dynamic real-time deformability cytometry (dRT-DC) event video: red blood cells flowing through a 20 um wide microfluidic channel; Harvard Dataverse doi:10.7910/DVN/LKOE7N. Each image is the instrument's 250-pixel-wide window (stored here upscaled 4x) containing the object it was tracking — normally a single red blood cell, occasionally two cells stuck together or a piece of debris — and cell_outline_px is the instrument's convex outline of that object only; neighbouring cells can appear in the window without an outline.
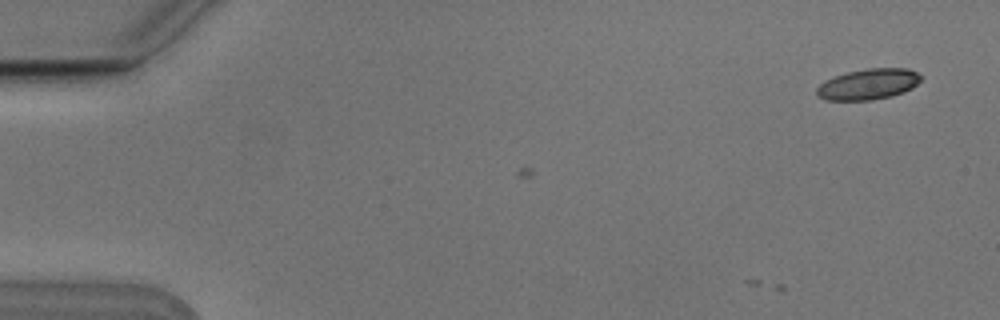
{"species": "Egyptian fruit bat (a non-hibernating species)", "species_latin": "Rousettus aegyptiacus", "temperature_condition": "cold", "stored_images_in_passage": 4, "camera_frame_rate_fps": 3000, "um_per_image_px": 0.085, "animal": {"sex": "male"}, "frame": {"image": 1, "passage_image": 1, "time_ms": 0.0, "image_size_px": [1000, 320], "cell_outline_px": [[920, 80], [912, 88], [904, 92], [892, 96], [872, 100], [824, 100], [816, 96], [816, 88], [824, 80], [848, 72], [868, 68], [908, 68], [916, 72], [920, 76]], "centroid_in_image_um": [73.77, 7.16], "position_along_channel_um": 11.2, "area_um2": 18.73}}